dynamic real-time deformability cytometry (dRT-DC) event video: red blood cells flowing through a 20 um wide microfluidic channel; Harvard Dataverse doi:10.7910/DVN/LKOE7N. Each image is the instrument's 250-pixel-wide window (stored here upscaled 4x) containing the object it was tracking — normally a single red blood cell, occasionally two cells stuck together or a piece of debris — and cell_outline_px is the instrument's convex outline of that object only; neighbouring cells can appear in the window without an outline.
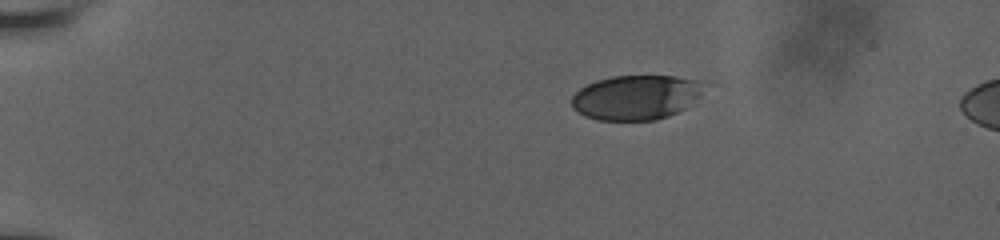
{"species": "human", "species_latin": "Homo sapiens", "temperature_condition": "room temperature", "stored_images_in_passage": 46, "camera_frame_rate_fps": 3000, "um_per_image_px": 0.085, "donor": {"sex": "male"}, "frame": {"image": 1, "passage_image": 1, "time_ms": 0.0, "image_size_px": [1000, 240], "cell_outline_px": [[708, 84], [684, 108], [668, 116], [656, 120], [596, 120], [584, 116], [572, 108], [572, 96], [580, 88], [596, 80], [612, 76], [676, 76], [700, 80]], "centroid_in_image_um": [54.03, 8.27], "position_along_channel_um": 31.0, "area_um2": 34.33}}
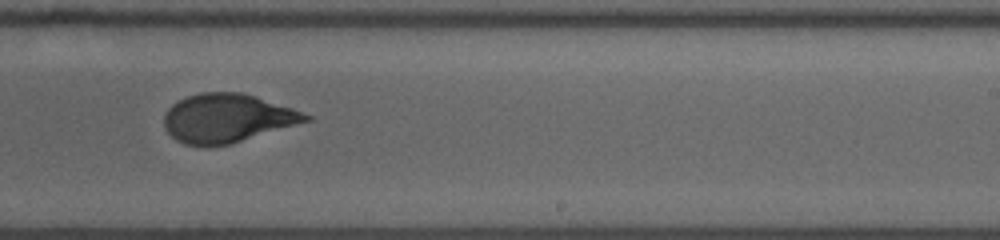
{"frame": {"image": 2, "passage_image": 27, "time_ms": 8.667, "image_size_px": [1000, 240], "cell_outline_px": [[312, 120], [228, 144], [208, 148], [184, 144], [176, 140], [164, 128], [164, 112], [172, 104], [188, 96], [200, 92], [240, 92], [256, 96], [292, 108], [312, 116]], "centroid_in_image_um": [19.27, 10.05], "position_along_channel_um": 269.7, "area_um2": 40.23}}
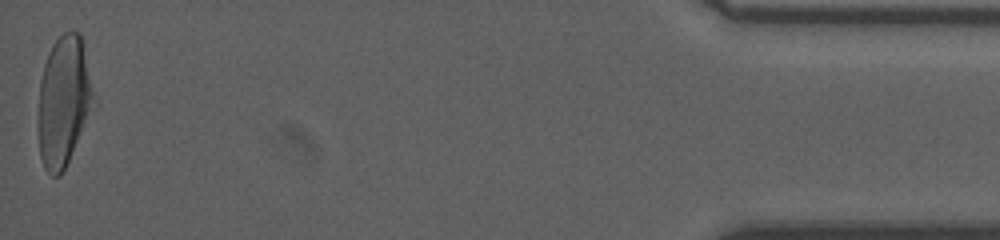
{"frame": {"image": 3, "passage_image": 46, "time_ms": 15.0, "image_size_px": [1000, 240], "cell_outline_px": [[96, 108], [60, 176], [52, 176], [44, 168], [40, 156], [40, 80], [44, 64], [48, 52], [52, 44], [64, 32], [80, 32], [96, 104]], "centroid_in_image_um": [5.46, 8.62], "position_along_channel_um": 429.7, "area_um2": 41.73}, "authors_computed_cell_mechanics": {"area_um2": 40.171, "velocity_mm_per_s": 3.8245, "shape_relaxation_time_tau1_ms": 7.1884, "shape_relaxation_time_tau2_ms": 0.747, "deformation_change_tau1": 0.235, "deformation_change_tau2": 0.0639}}